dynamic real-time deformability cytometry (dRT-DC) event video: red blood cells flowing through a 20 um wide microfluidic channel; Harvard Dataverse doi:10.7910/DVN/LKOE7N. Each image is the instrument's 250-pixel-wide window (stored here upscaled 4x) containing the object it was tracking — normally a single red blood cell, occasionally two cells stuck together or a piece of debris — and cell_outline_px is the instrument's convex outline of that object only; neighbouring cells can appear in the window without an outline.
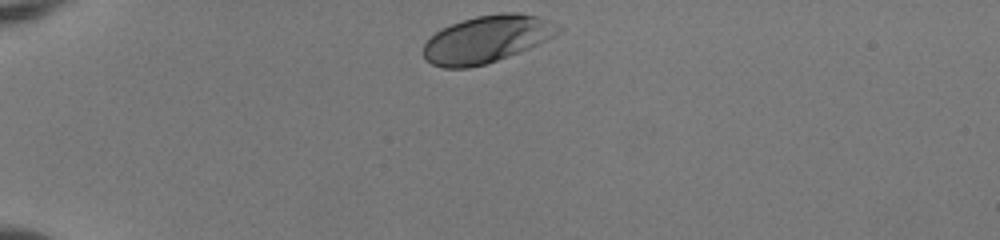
{"species": "human", "species_latin": "Homo sapiens", "temperature_condition": "room temperature", "stored_images_in_passage": 33, "camera_frame_rate_fps": 3000, "um_per_image_px": 0.085, "donor": {"sex": "female"}, "frame": {"image": 1, "passage_image": 1, "time_ms": 0.0, "image_size_px": [1000, 240], "cell_outline_px": [[564, 28], [560, 32], [548, 40], [508, 56], [484, 64], [468, 68], [444, 68], [432, 64], [420, 52], [424, 44], [436, 32], [452, 24], [476, 16], [504, 12], [520, 12], [536, 16], [560, 24]], "centroid_in_image_um": [41.41, 3.32], "position_along_channel_um": 43.6, "area_um2": 36.99}}
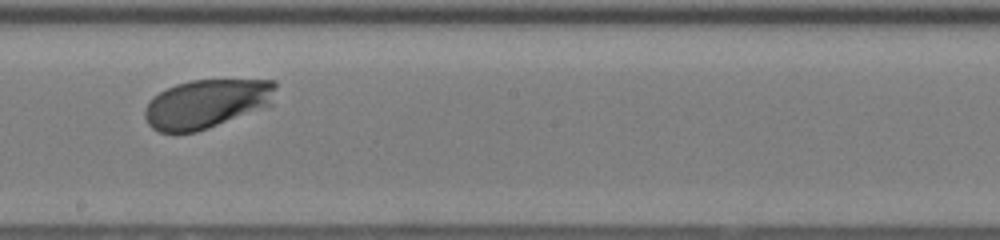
{"frame": {"image": 2, "passage_image": 19, "time_ms": 6.0, "image_size_px": [1000, 240], "cell_outline_px": [[276, 88], [272, 104], [264, 108], [208, 128], [196, 132], [160, 132], [152, 128], [148, 124], [144, 116], [144, 112], [148, 104], [160, 92], [176, 84], [192, 80], [276, 80]], "centroid_in_image_um": [17.59, 8.82], "position_along_channel_um": 230.6, "area_um2": 37.05}}
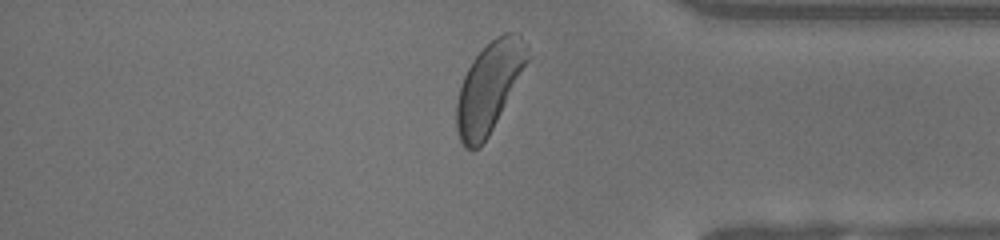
{"frame": {"image": 3, "passage_image": 32, "time_ms": 10.333, "image_size_px": [1000, 240], "cell_outline_px": [[532, 56], [488, 136], [480, 148], [472, 152], [464, 148], [460, 140], [456, 128], [456, 100], [464, 76], [472, 60], [496, 36], [504, 32], [512, 32], [520, 36]], "centroid_in_image_um": [41.57, 7.44], "position_along_channel_um": 393.6, "area_um2": 36.99}, "authors_computed_cell_mechanics": {"area_um2": 37.4544, "velocity_mm_per_s": 3.973, "shape_relaxation_time_tau1_ms": 1.1115, "shape_relaxation_time_tau2_ms": null, "deformation_change_tau1": 0.1109, "deformation_change_tau2": null}}